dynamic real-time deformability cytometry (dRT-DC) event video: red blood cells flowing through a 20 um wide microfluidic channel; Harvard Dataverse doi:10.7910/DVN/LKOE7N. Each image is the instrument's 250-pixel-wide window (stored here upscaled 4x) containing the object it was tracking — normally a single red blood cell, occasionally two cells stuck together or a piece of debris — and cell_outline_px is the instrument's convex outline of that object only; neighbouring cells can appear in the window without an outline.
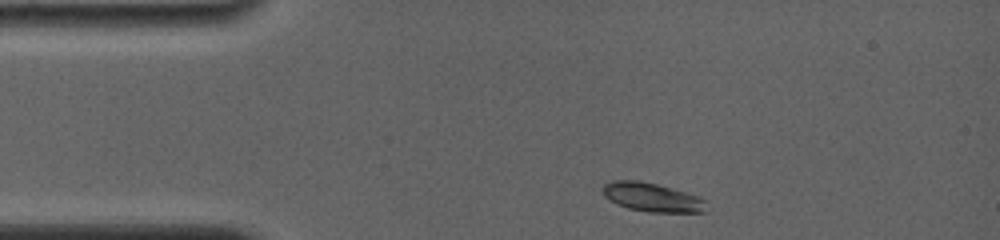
{"species": "common noctule bat (a hibernating species)", "species_latin": "Nyctalus noctula", "temperature_condition": "room temperature", "stored_images_in_passage": 28, "camera_frame_rate_fps": 4000, "um_per_image_px": 0.085, "animal": {"sex": "female", "body_mass_g": 19.0, "forearm_length_mm": 56.7}, "frame": {"image": 1, "passage_image": 1, "time_ms": 0.0, "image_size_px": [1000, 240], "cell_outline_px": [[704, 212], [648, 212], [628, 208], [616, 204], [604, 196], [604, 184], [612, 180], [640, 180], [672, 188], [696, 196], [704, 200]], "centroid_in_image_um": [55.36, 16.76], "position_along_channel_um": 29.6, "area_um2": 17.11}}
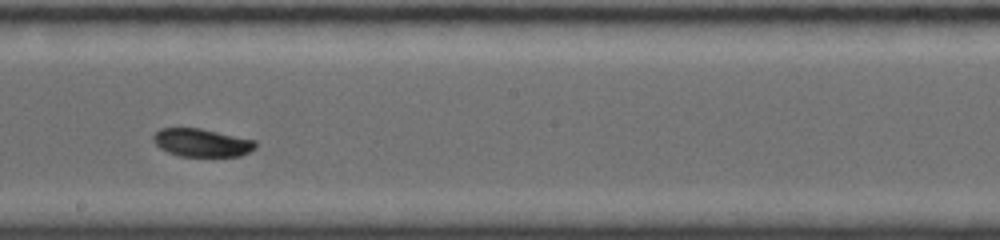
{"frame": {"image": 2, "passage_image": 16, "time_ms": 6.5, "image_size_px": [1000, 240], "cell_outline_px": [[256, 148], [240, 156], [180, 156], [168, 152], [160, 148], [152, 140], [152, 136], [160, 128], [200, 128], [256, 140]], "centroid_in_image_um": [17.15, 12.12], "position_along_channel_um": 231.1, "area_um2": 16.7}}
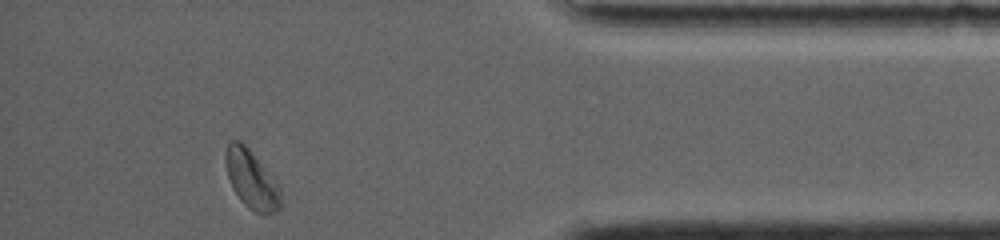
{"frame": {"image": 3, "passage_image": 28, "time_ms": 12.0, "image_size_px": [1000, 240], "cell_outline_px": [[284, 204], [280, 208], [264, 216], [252, 212], [240, 200], [232, 188], [228, 176], [224, 160], [224, 152], [228, 140], [240, 140], [252, 152], [280, 184]], "centroid_in_image_um": [21.4, 15.28], "position_along_channel_um": 413.8, "area_um2": 19.59}, "authors_computed_cell_mechanics": {"area_um2": 16.9643, "velocity_mm_per_s": 3.766, "shape_relaxation_time_tau1_ms": 3.0226, "shape_relaxation_time_tau2_ms": null, "deformation_change_tau1": 0.0976, "deformation_change_tau2": null}}